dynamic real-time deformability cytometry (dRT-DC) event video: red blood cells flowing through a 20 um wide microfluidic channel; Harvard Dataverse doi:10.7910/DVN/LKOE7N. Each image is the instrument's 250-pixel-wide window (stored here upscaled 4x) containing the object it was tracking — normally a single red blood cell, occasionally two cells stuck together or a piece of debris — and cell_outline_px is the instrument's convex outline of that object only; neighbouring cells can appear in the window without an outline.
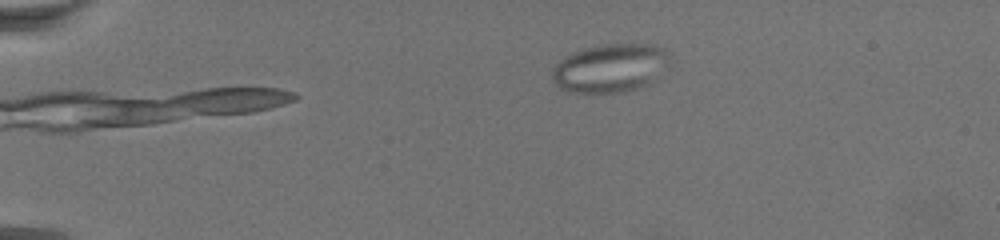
{"species": "common noctule bat (a hibernating species)", "species_latin": "Nyctalus noctula", "temperature_condition": "warm", "stored_images_in_passage": 62, "camera_frame_rate_fps": 3000, "um_per_image_px": 0.085, "animal": {"sex": "female", "body_mass_g": 19.5, "forearm_length_mm": 54.1}, "frame": {"image": 1, "passage_image": 4, "time_ms": 1.0, "image_size_px": [1000, 240], "cell_outline_px": [[668, 56], [652, 80], [636, 88], [616, 92], [568, 92], [560, 88], [556, 84], [552, 76], [552, 68], [560, 60], [572, 52], [584, 48], [604, 44], [652, 44], [664, 48], [668, 52]], "centroid_in_image_um": [51.76, 5.76], "position_along_channel_um": 33.2, "area_um2": 32.25}}
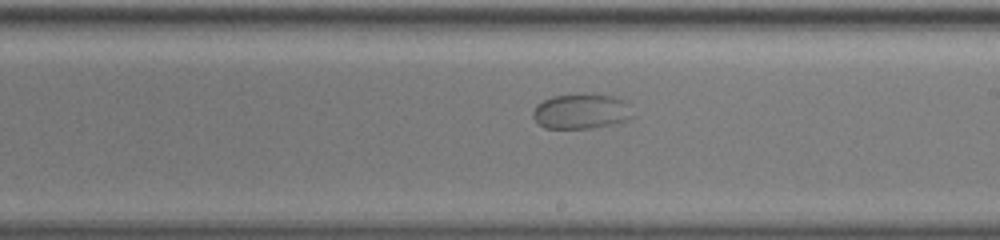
{"frame": {"image": 2, "passage_image": 34, "time_ms": 11.0, "image_size_px": [1000, 240], "cell_outline_px": [[632, 116], [624, 120], [612, 124], [588, 128], [544, 128], [532, 116], [532, 112], [536, 104], [552, 96], [612, 96], [620, 100], [624, 104]], "centroid_in_image_um": [49.28, 9.5], "position_along_channel_um": 239.7, "area_um2": 19.25}}
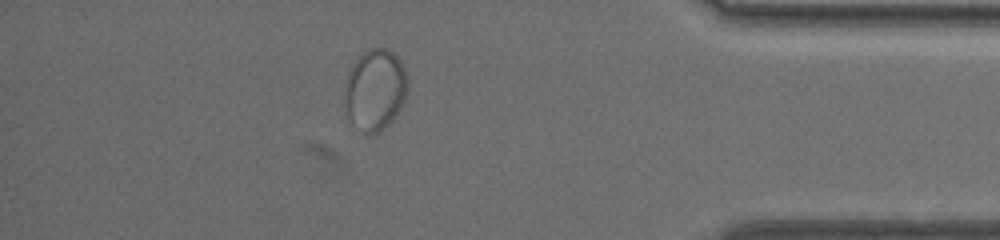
{"frame": {"image": 3, "passage_image": 54, "time_ms": 17.667, "image_size_px": [1000, 240], "cell_outline_px": [[408, 92], [404, 104], [392, 120], [380, 132], [368, 136], [348, 116], [344, 104], [344, 84], [348, 72], [360, 52], [368, 48], [384, 48], [392, 52], [400, 60], [404, 68], [408, 80]], "centroid_in_image_um": [31.89, 7.61], "position_along_channel_um": 403.3, "area_um2": 30.29}}